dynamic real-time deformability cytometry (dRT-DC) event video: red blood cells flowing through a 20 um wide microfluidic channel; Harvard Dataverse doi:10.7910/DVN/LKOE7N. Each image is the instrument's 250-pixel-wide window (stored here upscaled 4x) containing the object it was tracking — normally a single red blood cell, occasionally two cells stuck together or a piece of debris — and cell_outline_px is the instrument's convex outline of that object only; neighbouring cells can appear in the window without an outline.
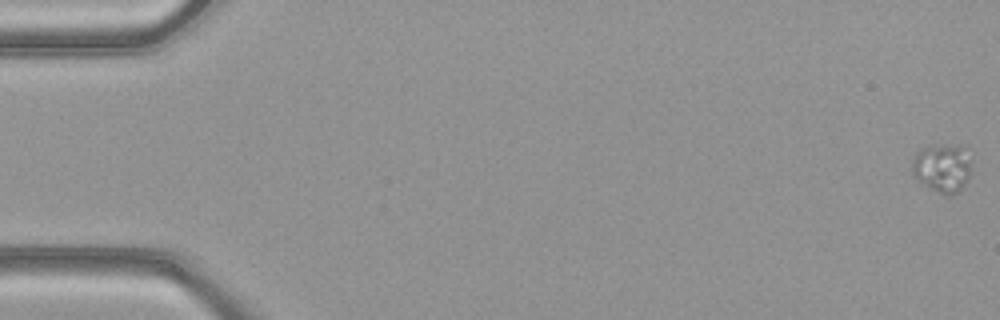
{"species": "common noctule bat (a hibernating species)", "species_latin": "Nyctalus noctula", "temperature_condition": "warm", "stored_images_in_passage": 52, "camera_frame_rate_fps": 3000, "um_per_image_px": 0.085, "animal": {"sex": "female", "body_mass_g": 21.9}, "frame": {"image": 1, "passage_image": 1, "time_ms": 0.0, "image_size_px": [1000, 320], "cell_outline_px": [[972, 172], [968, 180], [956, 192], [948, 196], [944, 196], [924, 184], [912, 172], [912, 156], [920, 148], [928, 144], [968, 144], [972, 160]], "centroid_in_image_um": [80.17, 14.18], "position_along_channel_um": 4.8, "area_um2": 17.74}}
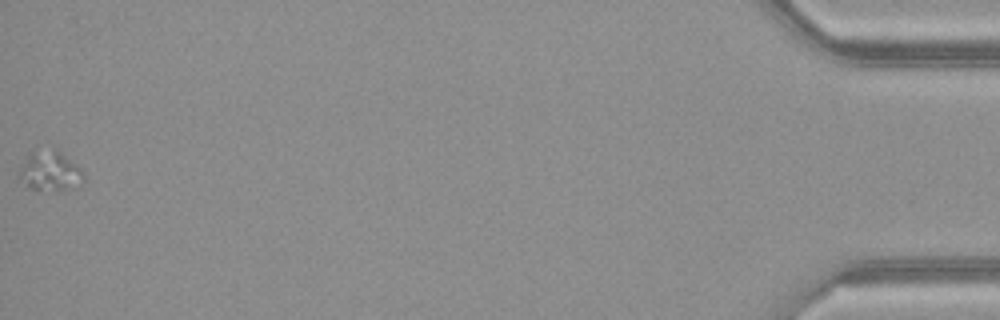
{"frame": {"image": 2, "passage_image": 52, "time_ms": 17.0, "image_size_px": [1000, 320], "cell_outline_px": [[84, 180], [64, 188], [32, 188], [16, 176], [28, 152], [56, 148], [76, 164], [84, 172]], "centroid_in_image_um": [4.21, 14.45], "position_along_channel_um": 431.0, "area_um2": 14.28}}